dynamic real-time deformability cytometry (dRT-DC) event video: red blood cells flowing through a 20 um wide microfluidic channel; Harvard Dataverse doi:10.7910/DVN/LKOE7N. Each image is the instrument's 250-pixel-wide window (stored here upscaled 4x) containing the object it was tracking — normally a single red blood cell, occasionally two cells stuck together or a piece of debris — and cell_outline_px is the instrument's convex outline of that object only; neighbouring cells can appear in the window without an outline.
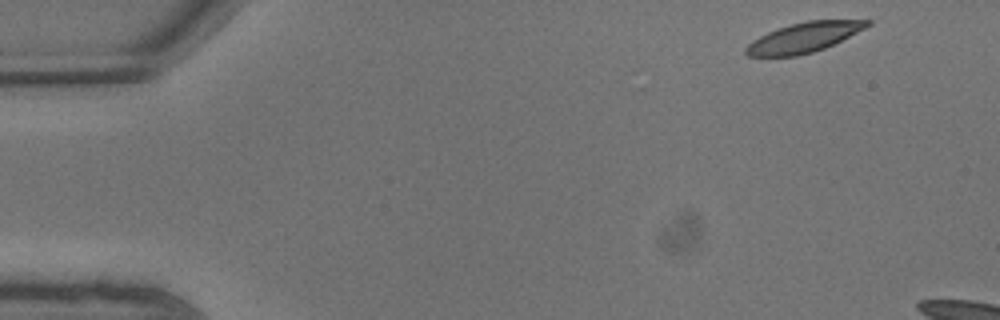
{"species": "common noctule bat (a hibernating species)", "species_latin": "Nyctalus noctula", "temperature_condition": "warm", "stored_images_in_passage": 4, "camera_frame_rate_fps": 3000, "um_per_image_px": 0.085, "animal": {"sex": "male", "body_mass_g": 13.3}, "frame": {"image": 1, "passage_image": 1, "time_ms": 0.0, "image_size_px": [1000, 320], "cell_outline_px": [[872, 24], [824, 48], [812, 52], [796, 56], [748, 56], [744, 52], [744, 48], [752, 40], [768, 32], [792, 24], [808, 20], [872, 20]], "centroid_in_image_um": [68.29, 3.19], "position_along_channel_um": 16.7, "area_um2": 20.69}}